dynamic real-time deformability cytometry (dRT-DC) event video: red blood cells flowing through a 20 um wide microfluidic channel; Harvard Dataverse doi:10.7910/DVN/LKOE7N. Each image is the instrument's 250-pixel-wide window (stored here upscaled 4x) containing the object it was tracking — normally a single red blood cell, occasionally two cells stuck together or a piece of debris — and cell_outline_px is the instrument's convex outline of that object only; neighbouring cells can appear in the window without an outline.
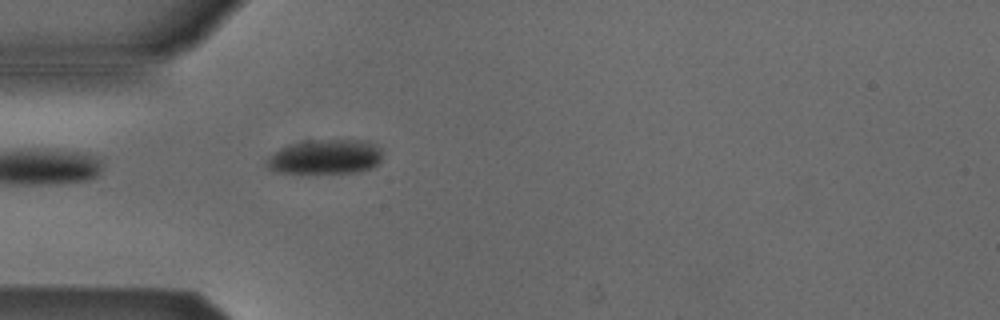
{"species": "Egyptian fruit bat (a non-hibernating species)", "species_latin": "Rousettus aegyptiacus", "temperature_condition": "cold", "stored_images_in_passage": 38, "camera_frame_rate_fps": 3000, "um_per_image_px": 0.085, "animal": {"sex": "male"}, "frame": {"image": 1, "passage_image": 1, "time_ms": 0.0, "image_size_px": [1000, 320], "cell_outline_px": [[380, 160], [372, 168], [356, 172], [272, 172], [264, 164], [264, 160], [272, 152], [280, 148], [292, 144], [312, 140], [368, 140], [380, 148]], "centroid_in_image_um": [27.59, 13.32], "position_along_channel_um": 57.4, "area_um2": 23.24}}
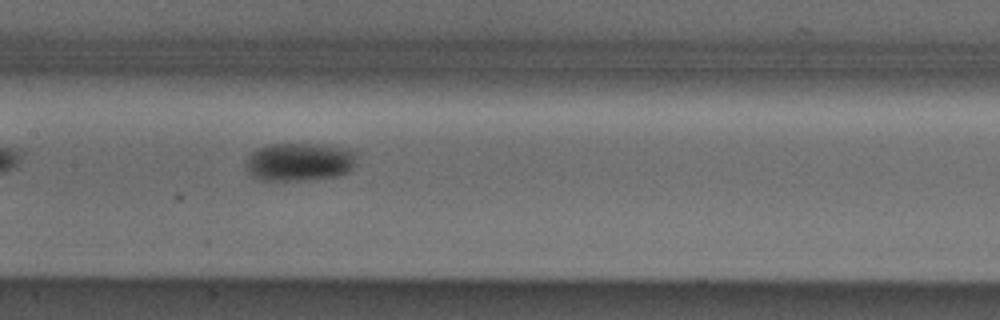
{"frame": {"image": 2, "passage_image": 11, "time_ms": 3.333, "image_size_px": [1000, 320], "cell_outline_px": [[356, 164], [348, 172], [340, 176], [308, 180], [264, 180], [252, 176], [244, 168], [248, 156], [256, 148], [268, 144], [324, 144], [356, 152]], "centroid_in_image_um": [25.44, 13.76], "position_along_channel_um": 182.0, "area_um2": 24.91}}
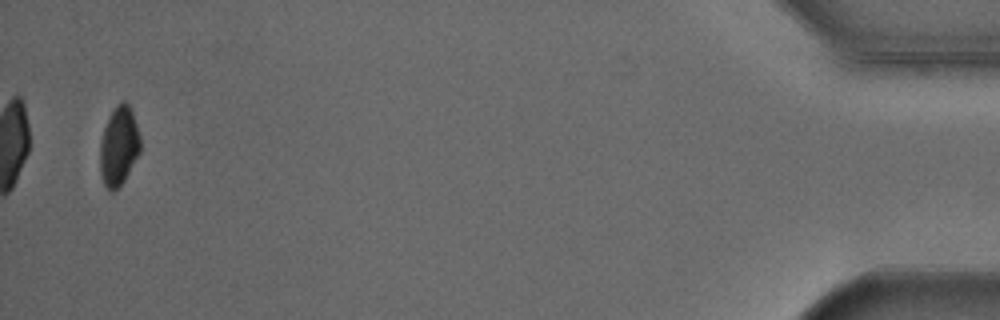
{"frame": {"image": 3, "passage_image": 37, "time_ms": 12.0, "image_size_px": [1000, 320], "cell_outline_px": [[140, 152], [124, 180], [112, 192], [108, 192], [104, 184], [100, 172], [100, 140], [104, 128], [116, 104], [120, 100], [124, 100], [128, 104], [132, 112], [140, 136]], "centroid_in_image_um": [10.09, 12.42], "position_along_channel_um": 425.1, "area_um2": 18.44}, "authors_computed_cell_mechanics": {"area_um2": 23.3223, "velocity_mm_per_s": 3.8606, "shape_relaxation_time_tau1_ms": 4.0049, "shape_relaxation_time_tau2_ms": null, "deformation_change_tau1": 0.0959, "deformation_change_tau2": null}}